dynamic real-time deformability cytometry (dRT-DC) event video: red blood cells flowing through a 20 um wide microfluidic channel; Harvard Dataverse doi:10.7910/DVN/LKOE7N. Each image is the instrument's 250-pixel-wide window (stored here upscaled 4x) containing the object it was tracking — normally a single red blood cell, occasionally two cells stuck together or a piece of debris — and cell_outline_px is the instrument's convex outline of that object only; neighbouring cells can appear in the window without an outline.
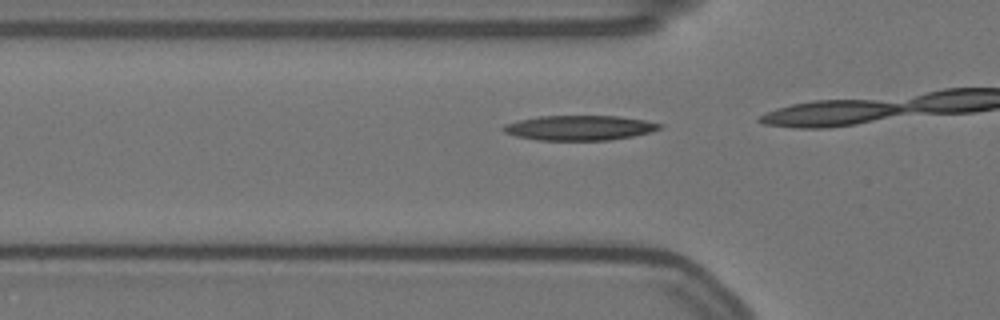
{"species": "Egyptian fruit bat (a non-hibernating species)", "species_latin": "Rousettus aegyptiacus", "temperature_condition": "warm", "stored_images_in_passage": 13, "camera_frame_rate_fps": 3000, "um_per_image_px": 0.085, "animal": {"sex": "female"}, "frame": {"image": 1, "passage_image": 11, "time_ms": 3.333, "image_size_px": [1000, 320], "cell_outline_px": [[664, 124], [660, 128], [652, 132], [632, 136], [608, 140], [536, 140], [516, 136], [504, 132], [500, 128], [504, 124], [520, 120], [540, 116], [620, 116], [644, 120]], "centroid_in_image_um": [49.25, 10.86], "position_along_channel_um": 76.5, "area_um2": 22.66}}